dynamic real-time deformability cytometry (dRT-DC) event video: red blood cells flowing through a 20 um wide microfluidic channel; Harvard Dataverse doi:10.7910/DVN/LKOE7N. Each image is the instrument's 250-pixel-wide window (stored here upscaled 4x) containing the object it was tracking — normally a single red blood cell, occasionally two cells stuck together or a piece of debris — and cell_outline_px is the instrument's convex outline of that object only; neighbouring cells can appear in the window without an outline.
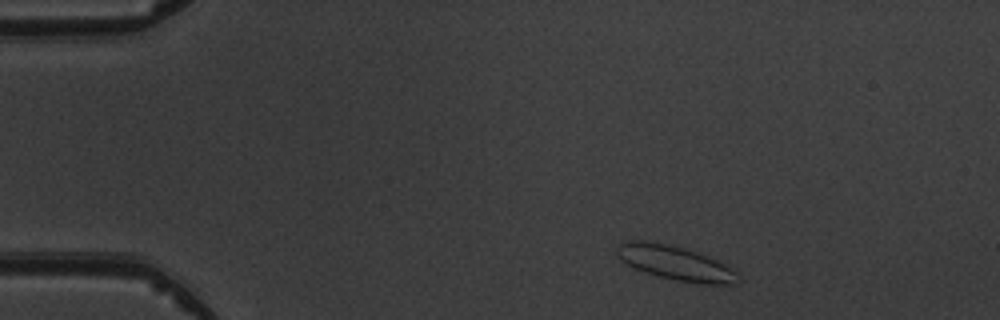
{"species": "common noctule bat (a hibernating species)", "species_latin": "Nyctalus noctula", "temperature_condition": "warm", "stored_images_in_passage": 3, "camera_frame_rate_fps": 3000, "um_per_image_px": 0.085, "animal": {"sex": "male", "body_mass_g": 19.5, "forearm_length_mm": 54.6}, "frame": {"image": 1, "passage_image": 1, "time_ms": 0.0, "image_size_px": [1000, 320], "cell_outline_px": [[740, 280], [736, 284], [704, 284], [676, 280], [660, 276], [636, 268], [620, 260], [616, 256], [616, 248], [624, 240], [648, 240], [668, 244], [696, 252], [720, 260], [736, 268], [740, 276]], "centroid_in_image_um": [57.47, 22.34], "position_along_channel_um": 27.5, "area_um2": 24.51}}